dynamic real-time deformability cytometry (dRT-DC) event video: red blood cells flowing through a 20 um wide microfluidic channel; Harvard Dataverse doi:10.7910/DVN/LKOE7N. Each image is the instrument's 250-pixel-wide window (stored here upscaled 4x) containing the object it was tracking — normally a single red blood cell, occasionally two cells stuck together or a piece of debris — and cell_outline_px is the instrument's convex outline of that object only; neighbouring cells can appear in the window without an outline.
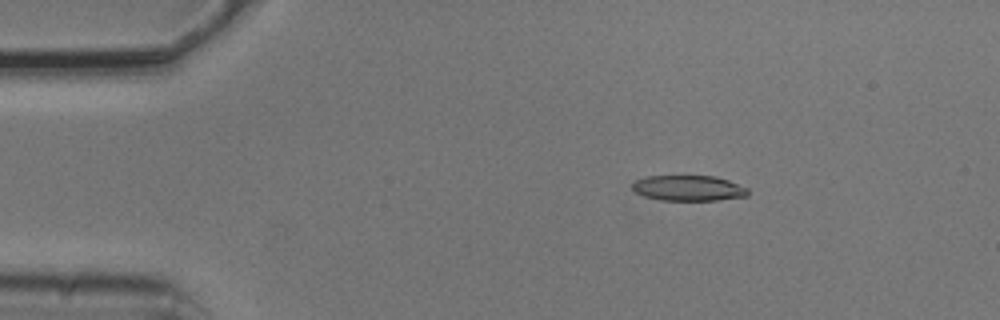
{"species": "common noctule bat (a hibernating species)", "species_latin": "Nyctalus noctula", "temperature_condition": "cold", "stored_images_in_passage": 5, "camera_frame_rate_fps": 3000, "um_per_image_px": 0.085, "animal": {"sex": "male", "body_mass_g": 20.5, "forearm_length_mm": 52.5}, "frame": {"image": 1, "passage_image": 3, "time_ms": 0.667, "image_size_px": [1000, 320], "cell_outline_px": [[748, 196], [716, 200], [660, 200], [644, 196], [636, 192], [632, 188], [632, 184], [636, 180], [648, 176], [716, 176], [728, 180], [748, 188]], "centroid_in_image_um": [58.53, 15.99], "position_along_channel_um": 26.5, "area_um2": 17.11}}